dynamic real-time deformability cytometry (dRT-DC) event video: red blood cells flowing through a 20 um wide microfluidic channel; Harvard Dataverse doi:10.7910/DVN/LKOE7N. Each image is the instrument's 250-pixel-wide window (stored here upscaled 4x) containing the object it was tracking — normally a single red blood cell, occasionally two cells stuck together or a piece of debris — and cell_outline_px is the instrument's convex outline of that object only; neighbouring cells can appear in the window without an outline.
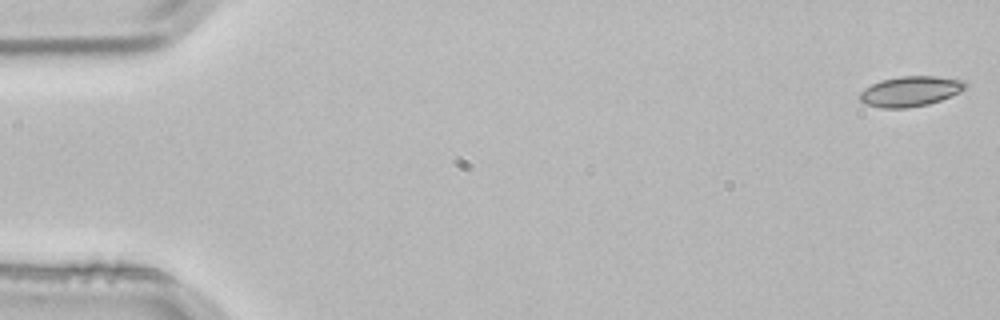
{"species": "common noctule bat (a hibernating species)", "species_latin": "Nyctalus noctula", "temperature_condition": "room temperature", "stored_images_in_passage": 3, "camera_frame_rate_fps": 3000, "um_per_image_px": 0.085, "animal": {"sex": "male", "body_mass_g": 21.5, "forearm_length_mm": 52.0}, "frame": {"image": 1, "passage_image": 1, "time_ms": 0.0, "image_size_px": [1000, 320], "cell_outline_px": [[968, 84], [960, 92], [952, 96], [928, 104], [908, 108], [880, 108], [864, 104], [860, 100], [860, 92], [864, 88], [880, 80], [900, 76], [936, 76], [964, 80]], "centroid_in_image_um": [77.37, 7.76], "position_along_channel_um": 7.6, "area_um2": 18.73}}